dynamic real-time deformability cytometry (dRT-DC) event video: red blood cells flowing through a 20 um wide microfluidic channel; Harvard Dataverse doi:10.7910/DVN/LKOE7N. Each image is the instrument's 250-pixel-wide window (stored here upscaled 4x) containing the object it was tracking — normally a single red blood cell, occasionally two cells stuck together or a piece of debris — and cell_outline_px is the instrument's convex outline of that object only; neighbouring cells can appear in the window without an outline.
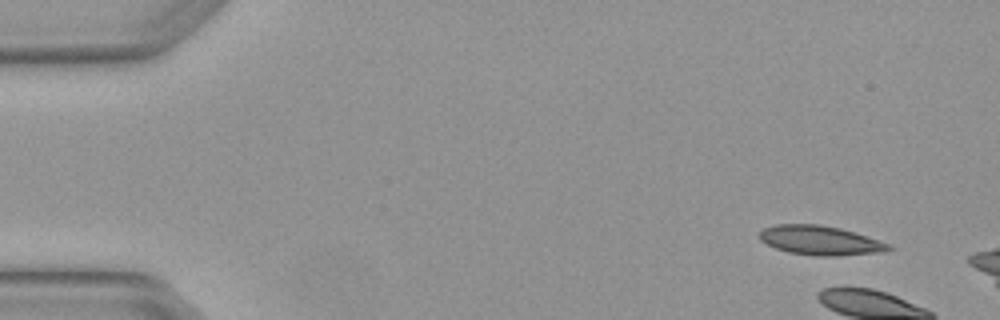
{"species": "Egyptian fruit bat (a non-hibernating species)", "species_latin": "Rousettus aegyptiacus", "temperature_condition": "warm", "stored_images_in_passage": 7, "camera_frame_rate_fps": 3000, "um_per_image_px": 0.085, "animal": {"sex": "female"}, "frame": {"image": 1, "passage_image": 1, "time_ms": 0.0, "image_size_px": [1000, 320], "cell_outline_px": [[896, 248], [880, 252], [836, 256], [820, 256], [788, 252], [776, 248], [760, 240], [760, 232], [764, 228], [776, 224], [820, 224], [840, 228], [888, 244]], "centroid_in_image_um": [69.69, 20.43], "position_along_channel_um": 15.3, "area_um2": 21.68}}
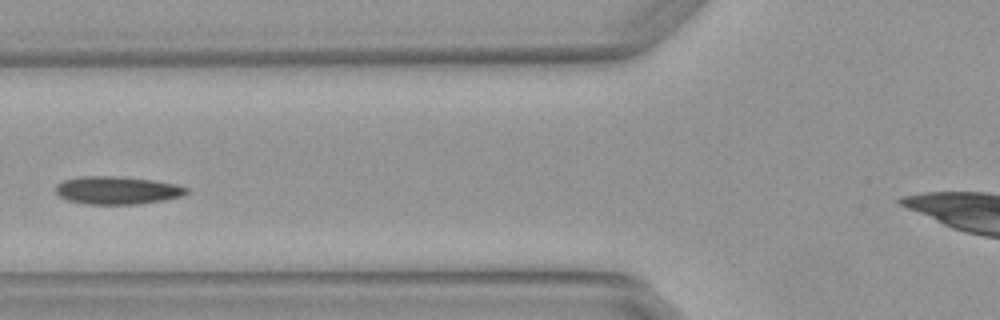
{"frame": {"image": 2, "passage_image": 6, "time_ms": 1.667, "image_size_px": [1000, 320], "cell_outline_px": [[188, 192], [184, 196], [164, 200], [140, 204], [88, 204], [68, 200], [60, 196], [56, 192], [56, 184], [64, 180], [80, 176], [116, 176], [152, 180], [176, 184], [188, 188]], "centroid_in_image_um": [9.98, 16.17], "position_along_channel_um": 115.8, "area_um2": 21.27}}